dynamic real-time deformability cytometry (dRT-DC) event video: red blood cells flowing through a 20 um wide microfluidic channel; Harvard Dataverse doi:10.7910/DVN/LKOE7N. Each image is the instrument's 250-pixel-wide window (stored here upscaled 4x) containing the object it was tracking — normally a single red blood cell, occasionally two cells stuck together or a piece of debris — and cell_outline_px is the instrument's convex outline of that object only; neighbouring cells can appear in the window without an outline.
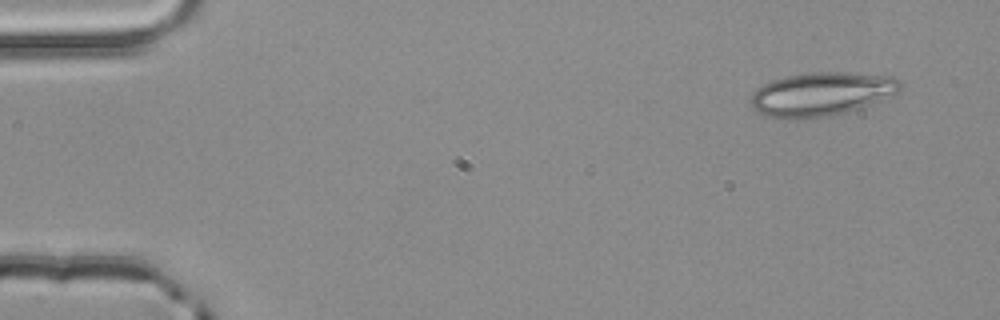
{"species": "common noctule bat (a hibernating species)", "species_latin": "Nyctalus noctula", "temperature_condition": "room temperature", "stored_images_in_passage": 3, "camera_frame_rate_fps": 3000, "um_per_image_px": 0.085, "animal": {"sex": "male", "body_mass_g": 20.4}, "frame": {"image": 1, "passage_image": 1, "time_ms": 0.0, "image_size_px": [1000, 320], "cell_outline_px": [[904, 88], [900, 92], [860, 108], [828, 116], [800, 120], [796, 120], [768, 116], [752, 108], [748, 104], [752, 92], [764, 84], [772, 80], [788, 76], [808, 72], [840, 72], [892, 76], [900, 80], [904, 84]], "centroid_in_image_um": [69.83, 8.0], "position_along_channel_um": 15.2, "area_um2": 38.38}}